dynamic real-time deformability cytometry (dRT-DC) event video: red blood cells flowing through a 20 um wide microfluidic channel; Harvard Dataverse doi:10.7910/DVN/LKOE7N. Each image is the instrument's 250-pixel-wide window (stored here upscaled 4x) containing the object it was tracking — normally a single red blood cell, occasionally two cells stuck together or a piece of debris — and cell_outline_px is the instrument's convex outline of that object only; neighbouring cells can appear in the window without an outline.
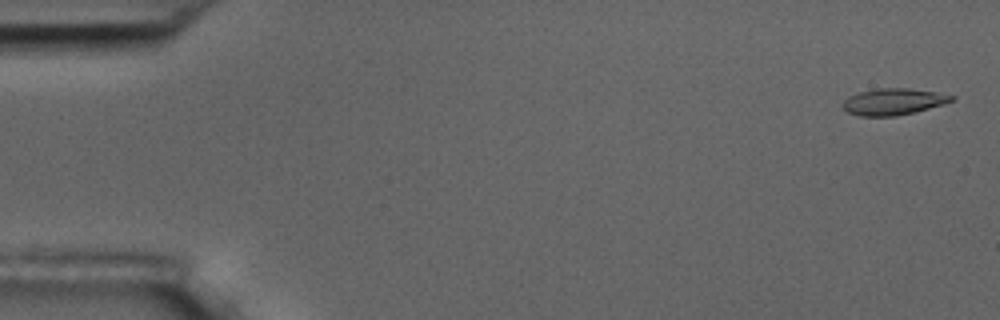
{"species": "common noctule bat (a hibernating species)", "species_latin": "Nyctalus noctula", "temperature_condition": "room temperature", "stored_images_in_passage": 5, "camera_frame_rate_fps": 3000, "um_per_image_px": 0.085, "animal": {"sex": "male", "body_mass_g": 17.5, "forearm_length_mm": 52.3}, "frame": {"image": 1, "passage_image": 1, "time_ms": 0.0, "image_size_px": [1000, 320], "cell_outline_px": [[956, 100], [944, 104], [916, 112], [896, 116], [860, 116], [848, 112], [840, 104], [848, 96], [860, 92], [876, 88], [908, 88], [936, 92], [956, 96]], "centroid_in_image_um": [75.96, 8.64], "position_along_channel_um": 9.0, "area_um2": 16.99}}
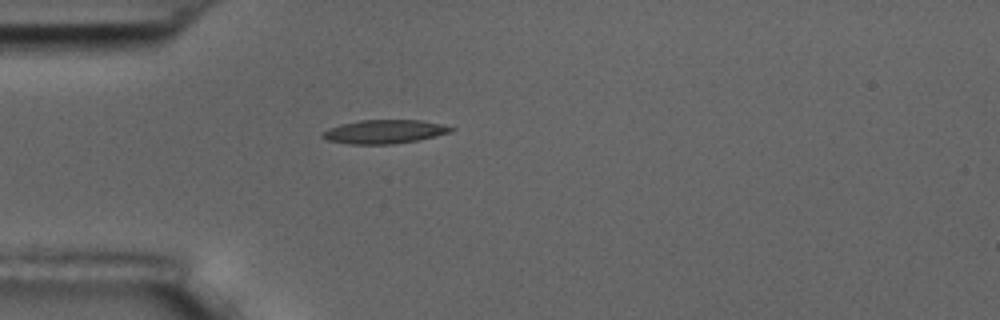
{"frame": {"image": 2, "passage_image": 5, "time_ms": 4.667, "image_size_px": [1000, 320], "cell_outline_px": [[456, 128], [452, 132], [436, 136], [416, 140], [392, 144], [348, 144], [328, 140], [320, 136], [328, 128], [340, 124], [360, 120], [420, 120], [440, 124]], "centroid_in_image_um": [32.67, 11.19], "position_along_channel_um": 52.3, "area_um2": 17.69}}